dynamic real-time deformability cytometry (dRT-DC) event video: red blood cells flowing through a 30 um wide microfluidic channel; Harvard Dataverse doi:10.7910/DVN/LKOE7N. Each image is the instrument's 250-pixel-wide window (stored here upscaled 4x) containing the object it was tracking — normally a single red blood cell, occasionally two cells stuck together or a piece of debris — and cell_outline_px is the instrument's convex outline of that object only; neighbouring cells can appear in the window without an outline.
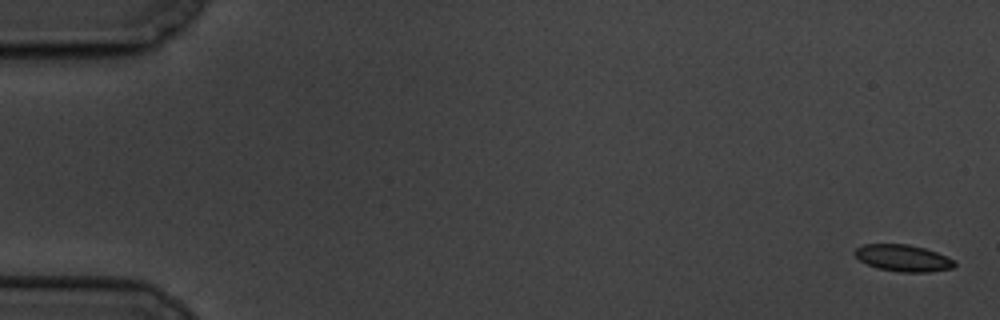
{"species": "common noctule bat (a hibernating species)", "species_latin": "Nyctalus noctula", "temperature_condition": "cold", "stored_images_in_passage": 5, "camera_frame_rate_fps": 3000, "um_per_image_px": 0.085, "animal": {"sex": "male", "body_mass_g": 19.5, "forearm_length_mm": 54.6}, "frame": {"image": 1, "passage_image": 1, "time_ms": 0.0, "image_size_px": [1000, 320], "cell_outline_px": [[956, 264], [952, 268], [928, 272], [900, 272], [876, 268], [860, 260], [852, 252], [856, 248], [864, 244], [908, 244], [924, 248], [936, 252], [956, 260]], "centroid_in_image_um": [76.76, 21.93], "position_along_channel_um": 8.2, "area_um2": 15.55}}
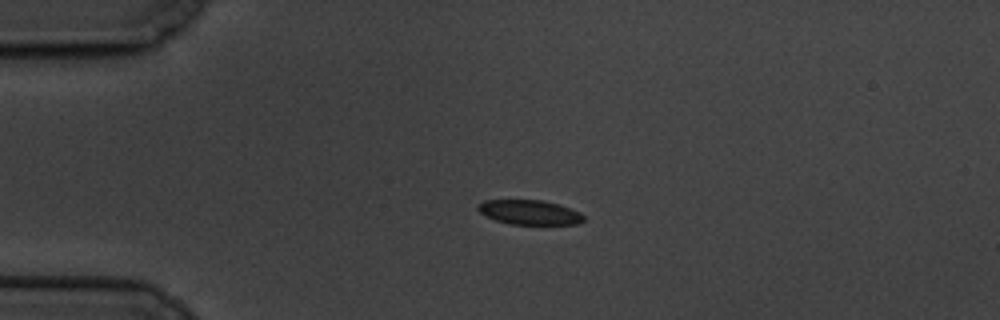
{"frame": {"image": 2, "passage_image": 4, "time_ms": 4.333, "image_size_px": [1000, 320], "cell_outline_px": [[584, 220], [580, 224], [508, 224], [496, 220], [480, 212], [476, 208], [484, 200], [540, 200], [560, 204], [580, 212], [584, 216]], "centroid_in_image_um": [45.05, 18.05], "position_along_channel_um": 40.0, "area_um2": 15.09}}